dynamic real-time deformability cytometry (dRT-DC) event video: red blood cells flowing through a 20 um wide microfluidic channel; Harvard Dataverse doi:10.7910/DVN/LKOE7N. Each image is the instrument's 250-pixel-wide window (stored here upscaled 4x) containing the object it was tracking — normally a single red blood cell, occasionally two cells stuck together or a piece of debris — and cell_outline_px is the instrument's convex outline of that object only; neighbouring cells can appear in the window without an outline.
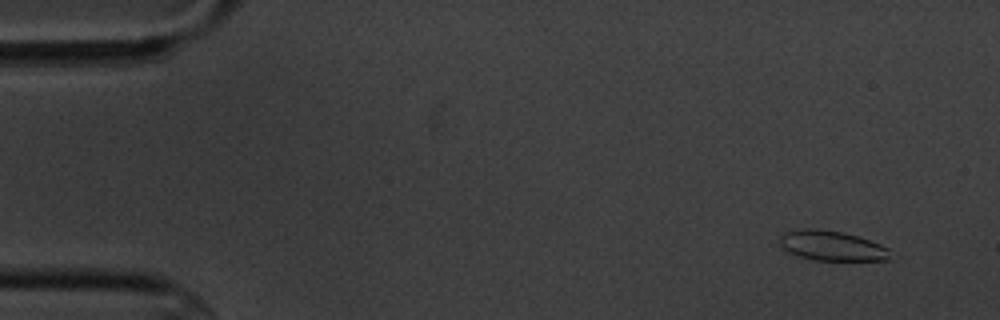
{"species": "common noctule bat (a hibernating species)", "species_latin": "Nyctalus noctula", "temperature_condition": "cold", "stored_images_in_passage": 5, "camera_frame_rate_fps": 3000, "um_per_image_px": 0.085, "animal": {"sex": "male", "body_mass_g": 20.1, "forearm_length_mm": 53.5}, "frame": {"image": 1, "passage_image": 1, "time_ms": 0.0, "image_size_px": [1000, 320], "cell_outline_px": [[900, 256], [892, 260], [816, 260], [800, 256], [788, 252], [780, 244], [780, 236], [784, 232], [804, 228], [816, 228], [844, 232], [880, 244], [888, 248]], "centroid_in_image_um": [70.82, 20.9], "position_along_channel_um": 14.2, "area_um2": 19.59}}